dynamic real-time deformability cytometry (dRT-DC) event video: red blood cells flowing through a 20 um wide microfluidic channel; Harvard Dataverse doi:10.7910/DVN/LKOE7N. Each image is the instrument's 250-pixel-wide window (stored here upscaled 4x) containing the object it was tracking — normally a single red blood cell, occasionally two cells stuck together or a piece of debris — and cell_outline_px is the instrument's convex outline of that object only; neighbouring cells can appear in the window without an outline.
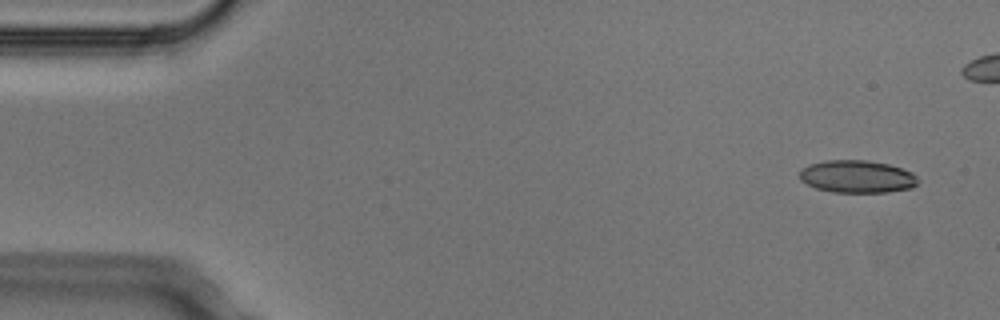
{"species": "Egyptian fruit bat (a non-hibernating species)", "species_latin": "Rousettus aegyptiacus", "temperature_condition": "cold", "stored_images_in_passage": 6, "camera_frame_rate_fps": 3000, "um_per_image_px": 0.085, "animal": {"sex": "male"}, "frame": {"image": 1, "passage_image": 1, "time_ms": 0.0, "image_size_px": [1000, 320], "cell_outline_px": [[920, 180], [912, 188], [888, 192], [832, 192], [816, 188], [800, 180], [800, 168], [808, 164], [824, 160], [868, 160], [888, 164], [912, 172]], "centroid_in_image_um": [72.84, 15.0], "position_along_channel_um": 12.2, "area_um2": 22.6}}
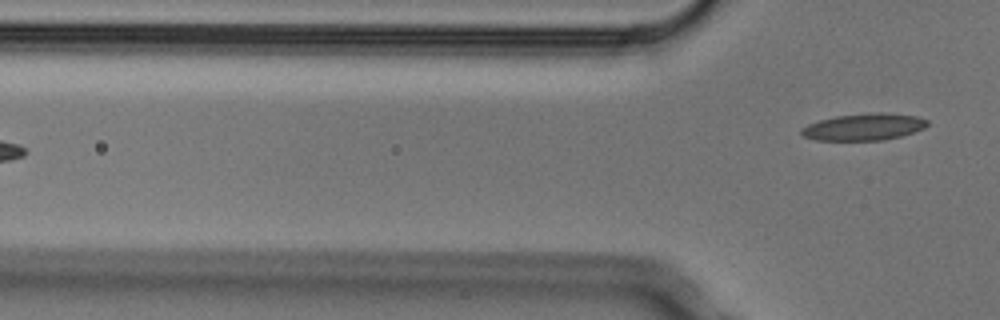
{"frame": {"image": 2, "passage_image": 6, "time_ms": 1.667, "image_size_px": [1000, 320], "cell_outline_px": [[928, 124], [924, 128], [900, 136], [884, 140], [816, 140], [800, 136], [800, 128], [808, 124], [820, 120], [836, 116], [876, 112], [888, 112], [916, 116], [928, 120]], "centroid_in_image_um": [73.4, 10.78], "position_along_channel_um": 52.4, "area_um2": 19.77}}